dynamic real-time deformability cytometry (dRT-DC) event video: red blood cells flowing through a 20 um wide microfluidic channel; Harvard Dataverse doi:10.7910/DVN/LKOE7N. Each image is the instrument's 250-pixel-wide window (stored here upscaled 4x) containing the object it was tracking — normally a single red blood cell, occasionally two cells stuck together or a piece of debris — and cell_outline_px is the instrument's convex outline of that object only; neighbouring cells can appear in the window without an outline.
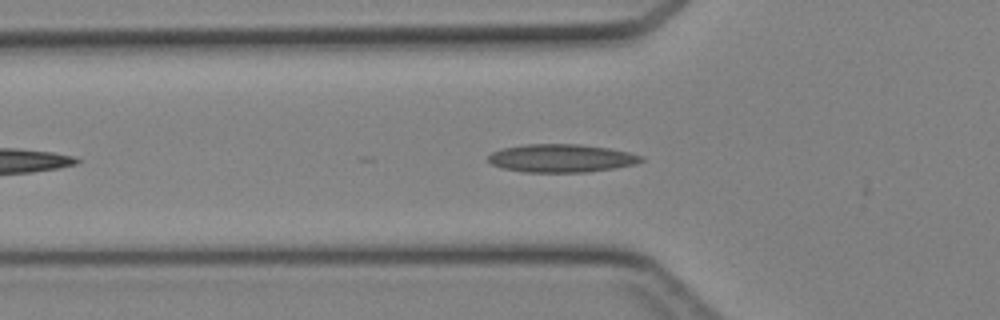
{"species": "Egyptian fruit bat (a non-hibernating species)", "species_latin": "Rousettus aegyptiacus", "temperature_condition": "cold", "stored_images_in_passage": 9, "camera_frame_rate_fps": 3000, "um_per_image_px": 0.085, "animal": {"sex": "female"}, "frame": {"image": 1, "passage_image": 7, "time_ms": 2.0, "image_size_px": [1000, 320], "cell_outline_px": [[644, 160], [636, 164], [616, 168], [588, 172], [524, 172], [504, 168], [492, 164], [488, 160], [488, 156], [492, 152], [504, 148], [524, 144], [580, 144], [608, 148], [628, 152], [644, 156]], "centroid_in_image_um": [47.75, 13.45], "position_along_channel_um": 78.0, "area_um2": 25.09}}